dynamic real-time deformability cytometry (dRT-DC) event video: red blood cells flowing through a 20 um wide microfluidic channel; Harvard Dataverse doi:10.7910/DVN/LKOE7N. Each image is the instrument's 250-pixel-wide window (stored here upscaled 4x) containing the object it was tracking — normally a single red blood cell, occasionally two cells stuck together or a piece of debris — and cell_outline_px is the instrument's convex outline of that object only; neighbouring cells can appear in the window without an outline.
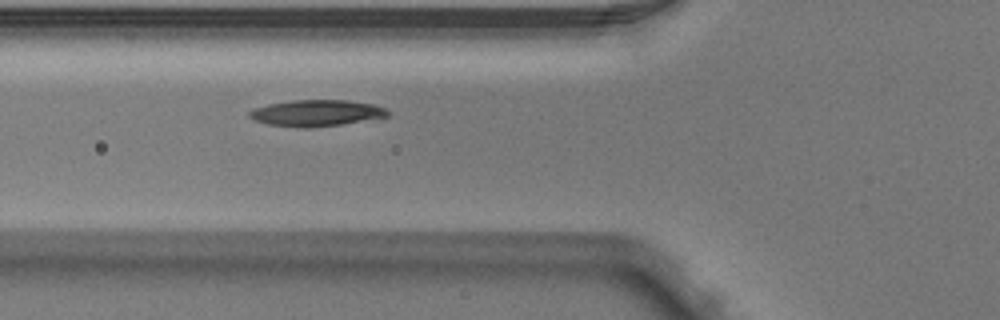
{"species": "Egyptian fruit bat (a non-hibernating species)", "species_latin": "Rousettus aegyptiacus", "temperature_condition": "warm", "stored_images_in_passage": 4, "camera_frame_rate_fps": 3000, "um_per_image_px": 0.085, "animal": {"sex": "male"}, "frame": {"image": 1, "passage_image": 4, "time_ms": 1.0, "image_size_px": [1000, 320], "cell_outline_px": [[392, 112], [388, 116], [340, 124], [308, 128], [304, 128], [268, 124], [256, 120], [248, 116], [248, 112], [256, 108], [268, 104], [292, 100], [348, 100], [372, 104], [384, 108]], "centroid_in_image_um": [26.9, 9.6], "position_along_channel_um": 98.9, "area_um2": 20.98}}